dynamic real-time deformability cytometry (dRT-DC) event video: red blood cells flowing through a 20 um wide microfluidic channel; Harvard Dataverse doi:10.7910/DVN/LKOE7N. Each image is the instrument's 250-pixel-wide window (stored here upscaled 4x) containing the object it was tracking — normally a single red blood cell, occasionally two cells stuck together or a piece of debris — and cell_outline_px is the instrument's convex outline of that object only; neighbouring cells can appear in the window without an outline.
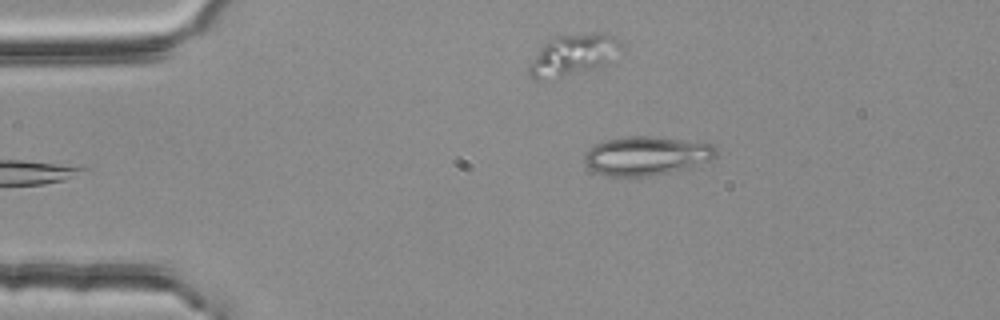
{"species": "common noctule bat (a hibernating species)", "species_latin": "Nyctalus noctula", "temperature_condition": "room temperature", "stored_images_in_passage": 4, "camera_frame_rate_fps": 3000, "um_per_image_px": 0.085, "animal": {"sex": "female", "body_mass_g": 25.1}, "frame": {"image": 1, "passage_image": 4, "time_ms": 1.0, "image_size_px": [1000, 320], "cell_outline_px": [[716, 156], [712, 160], [692, 168], [652, 176], [608, 176], [596, 172], [588, 168], [584, 164], [584, 156], [588, 148], [596, 144], [608, 140], [632, 136], [648, 136], [712, 144], [716, 148]], "centroid_in_image_um": [54.95, 13.27], "position_along_channel_um": 30.0, "area_um2": 29.88}}